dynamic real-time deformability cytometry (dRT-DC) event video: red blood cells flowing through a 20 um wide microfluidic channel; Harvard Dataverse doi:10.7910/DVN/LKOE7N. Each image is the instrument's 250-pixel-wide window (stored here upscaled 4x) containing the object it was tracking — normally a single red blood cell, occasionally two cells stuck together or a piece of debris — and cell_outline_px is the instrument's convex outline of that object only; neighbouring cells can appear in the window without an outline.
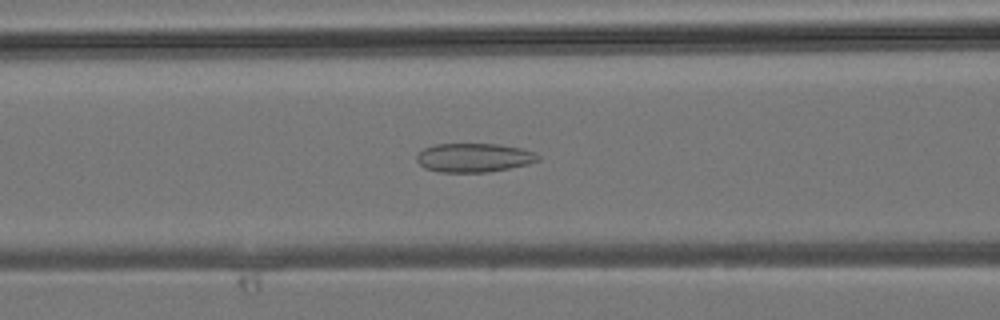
{"species": "common noctule bat (a hibernating species)", "species_latin": "Nyctalus noctula", "temperature_condition": "room temperature", "stored_images_in_passage": 37, "camera_frame_rate_fps": 3000, "um_per_image_px": 0.085, "animal": {"sex": "male", "body_mass_g": 19.2, "forearm_length_mm": 51.8}, "frame": {"image": 1, "passage_image": 14, "time_ms": 4.333, "image_size_px": [1000, 320], "cell_outline_px": [[540, 160], [528, 164], [488, 172], [440, 172], [424, 168], [416, 160], [416, 156], [424, 148], [432, 144], [500, 144], [520, 148], [536, 152], [540, 156]], "centroid_in_image_um": [40.29, 13.39], "position_along_channel_um": 126.3, "area_um2": 20.52}}
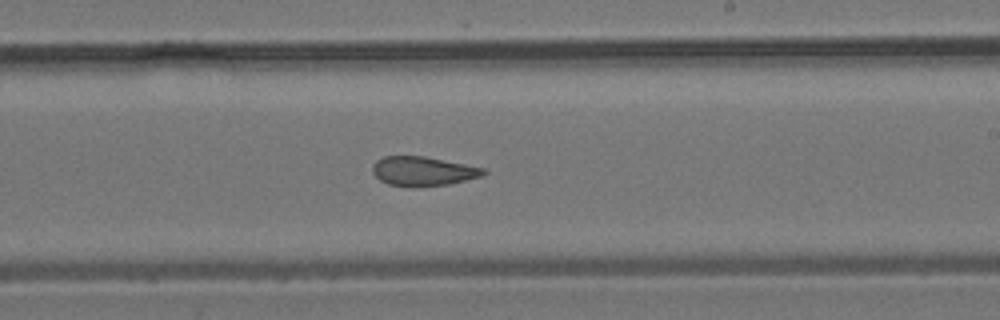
{"frame": {"image": 2, "passage_image": 21, "time_ms": 6.667, "image_size_px": [1000, 320], "cell_outline_px": [[488, 172], [484, 176], [448, 184], [388, 184], [380, 180], [372, 172], [372, 164], [376, 160], [384, 156], [424, 156], [484, 168]], "centroid_in_image_um": [35.97, 14.51], "position_along_channel_um": 253.0, "area_um2": 18.26}}
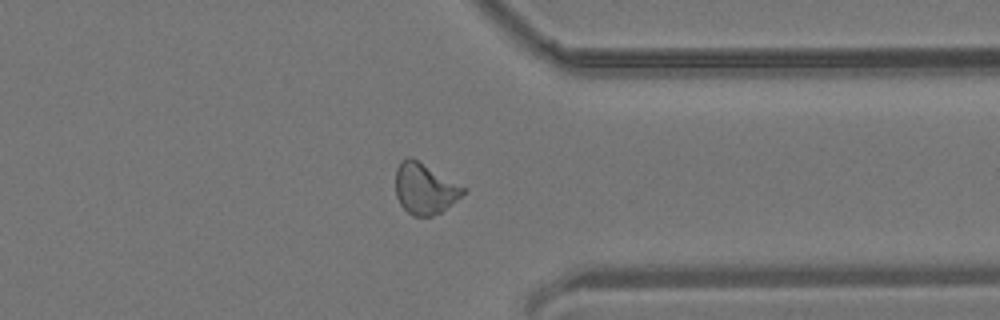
{"frame": {"image": 3, "passage_image": 28, "time_ms": 9.0, "image_size_px": [1000, 320], "cell_outline_px": [[468, 192], [440, 212], [432, 216], [412, 216], [400, 204], [396, 196], [396, 168], [400, 160], [408, 156], [416, 160], [468, 188]], "centroid_in_image_um": [36.12, 16.04], "position_along_channel_um": 375.3, "area_um2": 20.06}}